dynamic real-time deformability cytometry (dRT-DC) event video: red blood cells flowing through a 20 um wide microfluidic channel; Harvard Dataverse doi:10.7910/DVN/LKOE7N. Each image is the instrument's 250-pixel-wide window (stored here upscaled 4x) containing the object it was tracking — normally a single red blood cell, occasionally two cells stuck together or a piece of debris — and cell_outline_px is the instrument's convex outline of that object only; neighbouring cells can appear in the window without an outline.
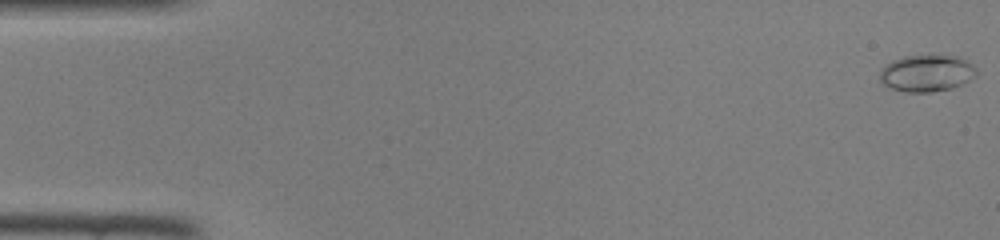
{"species": "common noctule bat (a hibernating species)", "species_latin": "Nyctalus noctula", "temperature_condition": "room temperature", "stored_images_in_passage": 47, "camera_frame_rate_fps": 3000, "um_per_image_px": 0.085, "animal": {"sex": "female", "body_mass_g": 22.0, "forearm_length_mm": 56.7}, "frame": {"image": 1, "passage_image": 1, "time_ms": 0.0, "image_size_px": [1000, 240], "cell_outline_px": [[976, 76], [952, 88], [932, 92], [904, 92], [888, 88], [880, 80], [880, 68], [884, 64], [900, 56], [956, 56], [972, 64], [976, 68]], "centroid_in_image_um": [78.7, 6.23], "position_along_channel_um": 6.3, "area_um2": 20.75}}
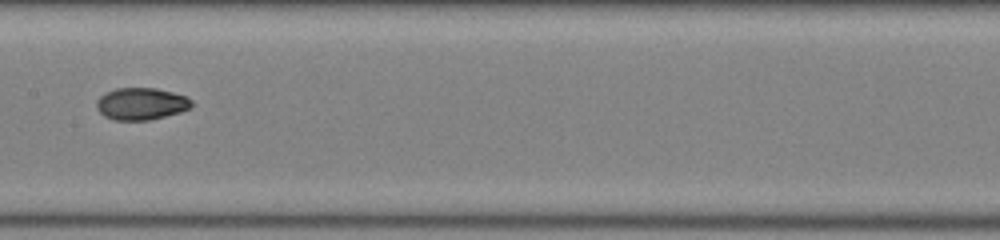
{"frame": {"image": 2, "passage_image": 24, "time_ms": 7.667, "image_size_px": [1000, 240], "cell_outline_px": [[192, 108], [180, 112], [148, 120], [112, 120], [104, 116], [96, 108], [96, 100], [104, 92], [116, 88], [156, 88], [172, 92], [184, 96], [192, 100]], "centroid_in_image_um": [11.97, 8.82], "position_along_channel_um": 195.4, "area_um2": 17.86}}
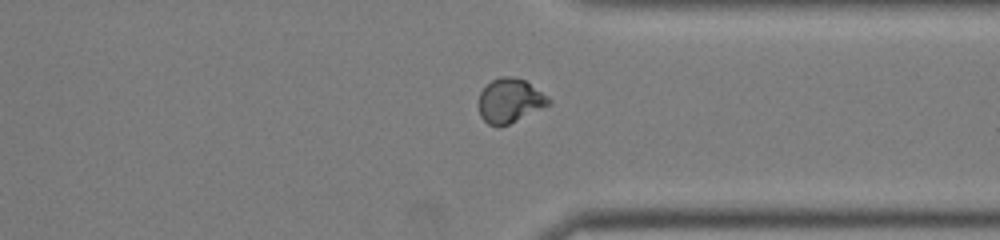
{"frame": {"image": 3, "passage_image": 36, "time_ms": 11.667, "image_size_px": [1000, 240], "cell_outline_px": [[552, 104], [500, 128], [488, 124], [480, 116], [476, 104], [480, 92], [492, 80], [500, 76], [512, 76], [524, 80], [548, 96], [552, 100]], "centroid_in_image_um": [43.32, 8.57], "position_along_channel_um": 368.1, "area_um2": 18.38}}